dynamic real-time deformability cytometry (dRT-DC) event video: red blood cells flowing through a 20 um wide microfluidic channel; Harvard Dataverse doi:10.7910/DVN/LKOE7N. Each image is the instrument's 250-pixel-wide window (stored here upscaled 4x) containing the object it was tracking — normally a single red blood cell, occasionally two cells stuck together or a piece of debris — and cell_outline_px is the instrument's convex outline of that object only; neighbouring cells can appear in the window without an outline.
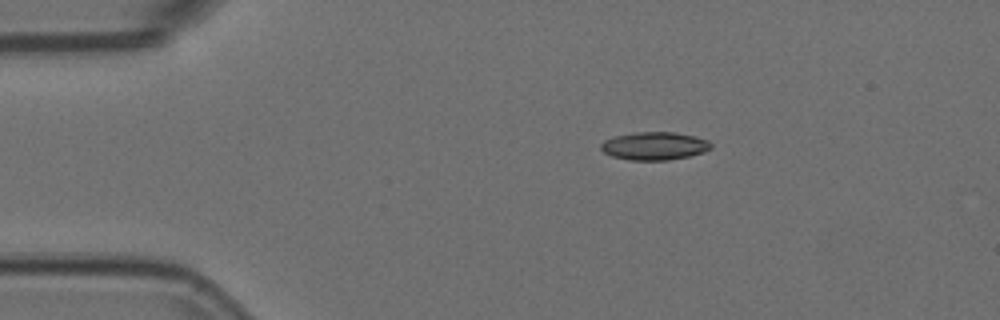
{"species": "Egyptian fruit bat (a non-hibernating species)", "species_latin": "Rousettus aegyptiacus", "temperature_condition": "room temperature", "stored_images_in_passage": 2, "camera_frame_rate_fps": 3000, "um_per_image_px": 0.085, "animal": {"sex": "female"}, "frame": {"image": 1, "passage_image": 1, "time_ms": 0.0, "image_size_px": [1000, 320], "cell_outline_px": [[712, 148], [704, 152], [688, 156], [668, 160], [628, 160], [612, 156], [604, 152], [600, 148], [600, 144], [604, 140], [612, 136], [632, 132], [676, 132], [708, 140], [712, 144]], "centroid_in_image_um": [55.59, 12.4], "position_along_channel_um": 29.4, "area_um2": 18.09}}